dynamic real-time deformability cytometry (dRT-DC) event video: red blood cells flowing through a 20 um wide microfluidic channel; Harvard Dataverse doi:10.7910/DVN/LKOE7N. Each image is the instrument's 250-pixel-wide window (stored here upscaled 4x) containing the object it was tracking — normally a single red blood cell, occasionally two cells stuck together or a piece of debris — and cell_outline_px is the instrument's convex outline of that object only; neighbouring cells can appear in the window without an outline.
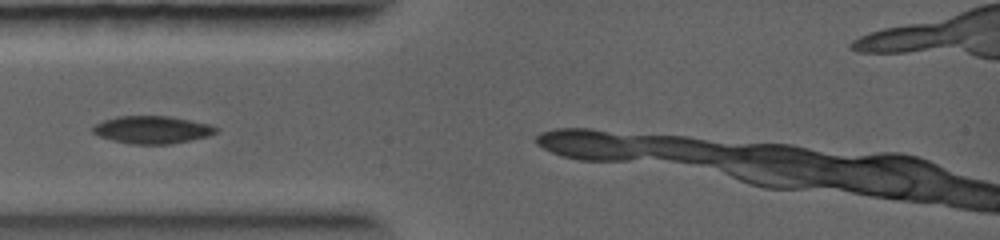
{"species": "common noctule bat (a hibernating species)", "species_latin": "Nyctalus noctula", "temperature_condition": "warm", "stored_images_in_passage": 4, "camera_frame_rate_fps": 5000, "um_per_image_px": 0.085, "animal": {"sex": "female", "body_mass_g": 19.0, "forearm_length_mm": 56.7}, "frame": {"image": 1, "passage_image": 3, "time_ms": 1.4, "image_size_px": [1000, 240], "cell_outline_px": [[220, 128], [216, 132], [208, 136], [168, 144], [132, 144], [112, 140], [100, 136], [92, 132], [92, 128], [96, 124], [104, 120], [116, 116], [168, 116], [208, 124]], "centroid_in_image_um": [12.91, 11.02], "position_along_channel_um": 72.1, "area_um2": 19.54}}